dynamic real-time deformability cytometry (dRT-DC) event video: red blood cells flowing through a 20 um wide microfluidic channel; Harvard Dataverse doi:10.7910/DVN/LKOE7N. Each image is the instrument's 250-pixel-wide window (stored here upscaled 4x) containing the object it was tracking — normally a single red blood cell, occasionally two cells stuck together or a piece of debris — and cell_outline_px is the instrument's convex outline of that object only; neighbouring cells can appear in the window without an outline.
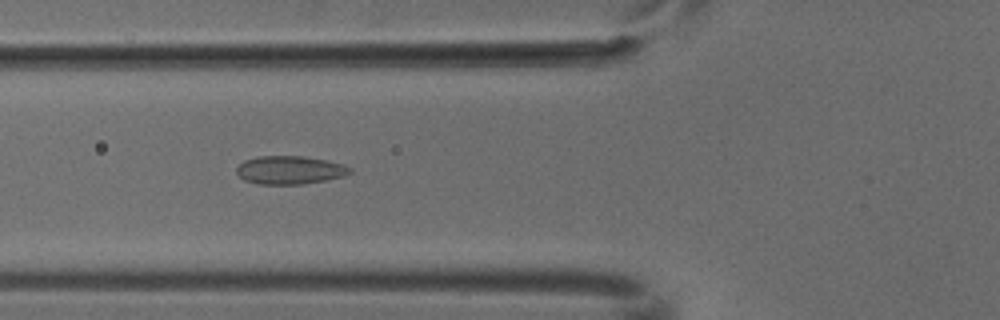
{"species": "common noctule bat (a hibernating species)", "species_latin": "Nyctalus noctula", "temperature_condition": "cold", "stored_images_in_passage": 6, "camera_frame_rate_fps": 3000, "um_per_image_px": 0.085, "animal": {"sex": "male", "body_mass_g": 18.8}, "frame": {"image": 1, "passage_image": 5, "time_ms": 1.333, "image_size_px": [1000, 320], "cell_outline_px": [[352, 172], [344, 176], [324, 180], [300, 184], [256, 184], [244, 180], [236, 172], [236, 168], [244, 160], [260, 156], [304, 156], [344, 164], [352, 168]], "centroid_in_image_um": [24.63, 14.45], "position_along_channel_um": 101.2, "area_um2": 18.61}}
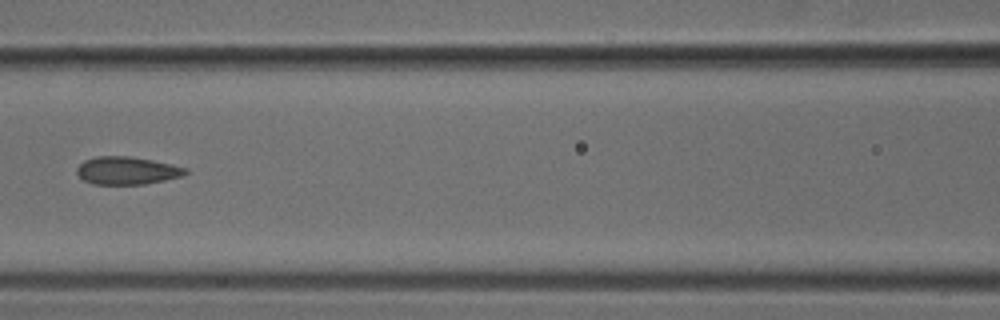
{"frame": {"image": 2, "passage_image": 6, "time_ms": 1.667, "image_size_px": [1000, 320], "cell_outline_px": [[188, 172], [180, 176], [164, 180], [144, 184], [92, 184], [84, 180], [76, 172], [76, 168], [84, 160], [96, 156], [128, 156], [152, 160], [172, 164], [188, 168]], "centroid_in_image_um": [10.78, 14.49], "position_along_channel_um": 155.8, "area_um2": 17.51}}